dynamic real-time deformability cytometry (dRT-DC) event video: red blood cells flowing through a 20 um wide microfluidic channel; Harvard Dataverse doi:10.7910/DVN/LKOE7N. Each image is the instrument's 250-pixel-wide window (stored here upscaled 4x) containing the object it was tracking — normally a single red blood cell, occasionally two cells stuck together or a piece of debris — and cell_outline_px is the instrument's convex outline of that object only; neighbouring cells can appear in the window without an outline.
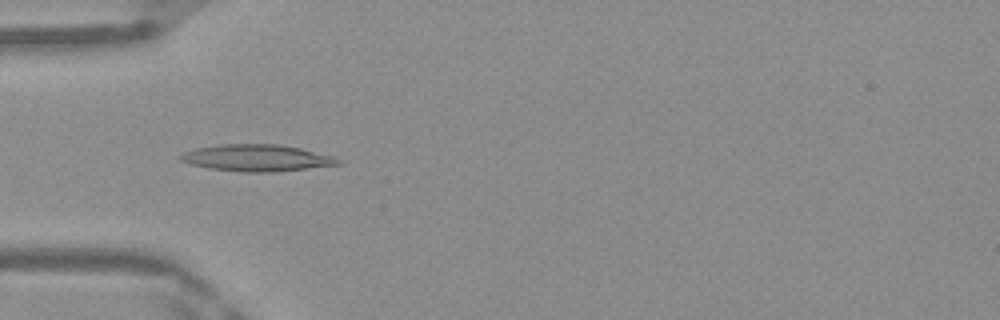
{"species": "Egyptian fruit bat (a non-hibernating species)", "species_latin": "Rousettus aegyptiacus", "temperature_condition": "warm", "stored_images_in_passage": 37, "camera_frame_rate_fps": 3000, "um_per_image_px": 0.085, "frame": {"image": 1, "passage_image": 4, "time_ms": 1.0, "image_size_px": [1000, 320], "cell_outline_px": [[344, 164], [272, 172], [244, 172], [208, 168], [188, 164], [180, 160], [176, 156], [184, 152], [196, 148], [220, 144], [276, 144], [300, 148], [332, 156], [344, 160]], "centroid_in_image_um": [21.81, 13.42], "position_along_channel_um": 63.2, "area_um2": 24.68}}
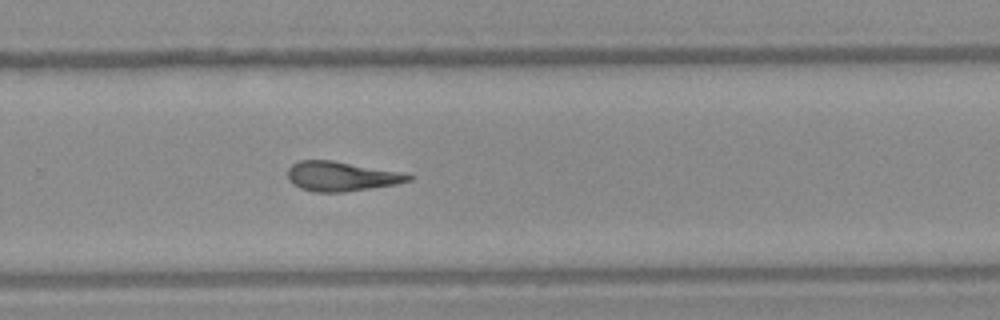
{"frame": {"image": 2, "passage_image": 21, "time_ms": 6.667, "image_size_px": [1000, 320], "cell_outline_px": [[416, 176], [412, 180], [396, 184], [344, 192], [312, 192], [300, 188], [292, 184], [288, 180], [288, 168], [292, 164], [300, 160], [332, 160], [400, 172]], "centroid_in_image_um": [28.99, 14.99], "position_along_channel_um": 300.8, "area_um2": 20.87}}
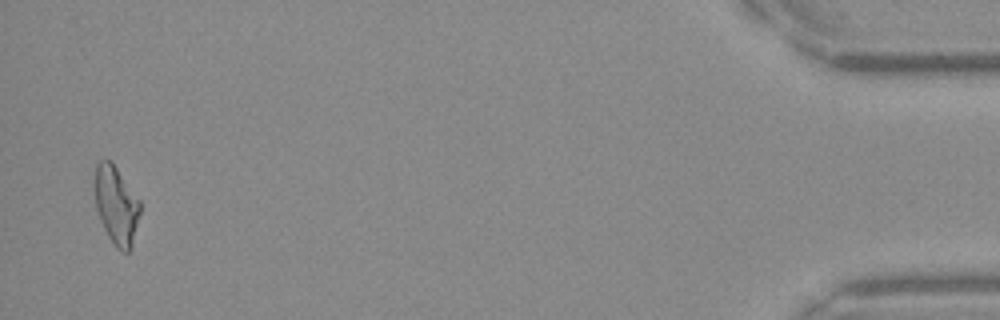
{"frame": {"image": 3, "passage_image": 36, "time_ms": 11.667, "image_size_px": [1000, 320], "cell_outline_px": [[140, 212], [132, 248], [128, 252], [120, 252], [116, 248], [108, 236], [100, 220], [96, 208], [96, 164], [100, 160], [112, 160], [140, 200]], "centroid_in_image_um": [9.91, 17.46], "position_along_channel_um": 425.3, "area_um2": 20.69}, "authors_computed_cell_mechanics": {"area_um2": 20.9814, "velocity_mm_per_s": 4.2093, "shape_relaxation_time_tau1_ms": null, "shape_relaxation_time_tau2_ms": 5.3688, "deformation_change_tau1": null, "deformation_change_tau2": 0.183}}